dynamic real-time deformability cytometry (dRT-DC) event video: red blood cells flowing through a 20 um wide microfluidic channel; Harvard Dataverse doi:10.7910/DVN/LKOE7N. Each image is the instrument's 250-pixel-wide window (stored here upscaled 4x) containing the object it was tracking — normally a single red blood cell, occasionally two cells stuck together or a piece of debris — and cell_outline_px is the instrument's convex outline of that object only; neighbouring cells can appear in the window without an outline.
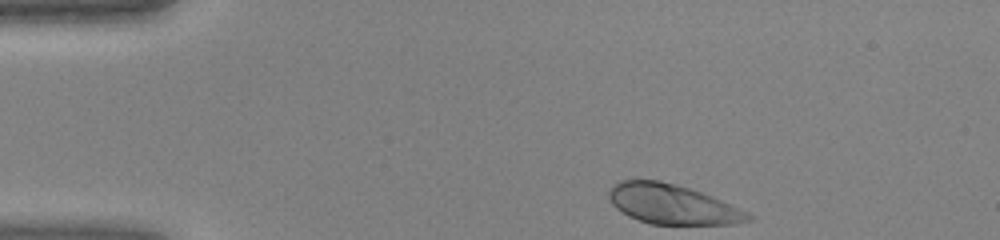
{"species": "human", "species_latin": "Homo sapiens", "temperature_condition": "warm", "stored_images_in_passage": 38, "camera_frame_rate_fps": 3000, "um_per_image_px": 0.085, "donor": {"sex": "female"}, "frame": {"image": 1, "passage_image": 1, "time_ms": 0.0, "image_size_px": [1000, 240], "cell_outline_px": [[756, 220], [732, 224], [652, 224], [628, 216], [616, 208], [612, 204], [608, 196], [608, 192], [620, 180], [660, 180], [676, 184], [712, 196], [748, 212], [756, 216]], "centroid_in_image_um": [57.19, 17.37], "position_along_channel_um": 27.8, "area_um2": 32.19}}
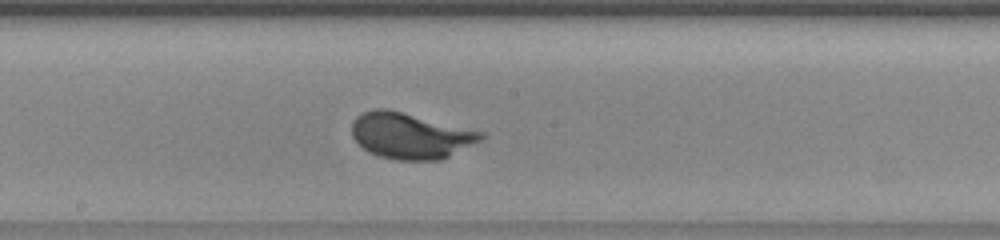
{"frame": {"image": 2, "passage_image": 18, "time_ms": 5.667, "image_size_px": [1000, 240], "cell_outline_px": [[484, 136], [480, 140], [440, 160], [396, 160], [380, 156], [368, 152], [352, 136], [352, 120], [356, 116], [364, 112], [376, 108], [384, 108], [484, 132]], "centroid_in_image_um": [34.84, 11.54], "position_along_channel_um": 213.4, "area_um2": 33.99}}
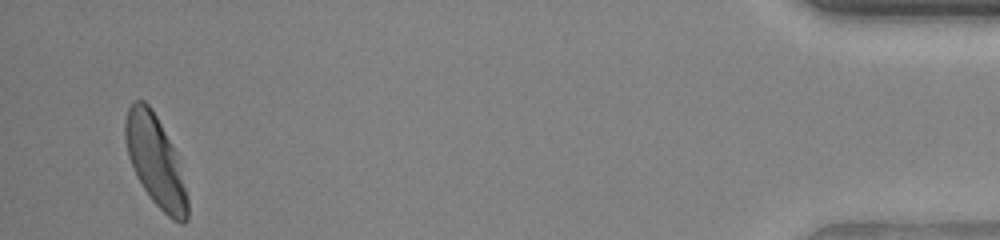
{"frame": {"image": 3, "passage_image": 37, "time_ms": 12.0, "image_size_px": [1000, 240], "cell_outline_px": [[188, 220], [184, 224], [180, 224], [172, 220], [152, 200], [136, 176], [128, 156], [124, 140], [124, 124], [128, 108], [132, 100], [144, 100], [152, 108], [176, 152], [188, 196]], "centroid_in_image_um": [13.21, 13.69], "position_along_channel_um": 422.0, "area_um2": 33.0}}